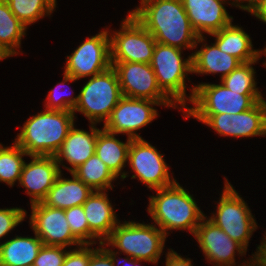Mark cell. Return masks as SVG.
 <instances>
[{
	"label": "cell",
	"instance_id": "obj_1",
	"mask_svg": "<svg viewBox=\"0 0 266 266\" xmlns=\"http://www.w3.org/2000/svg\"><path fill=\"white\" fill-rule=\"evenodd\" d=\"M131 11L157 43L177 48H196L204 36L191 26L181 0H142Z\"/></svg>",
	"mask_w": 266,
	"mask_h": 266
},
{
	"label": "cell",
	"instance_id": "obj_2",
	"mask_svg": "<svg viewBox=\"0 0 266 266\" xmlns=\"http://www.w3.org/2000/svg\"><path fill=\"white\" fill-rule=\"evenodd\" d=\"M71 111H41L30 117L15 138L28 156H54L74 125Z\"/></svg>",
	"mask_w": 266,
	"mask_h": 266
},
{
	"label": "cell",
	"instance_id": "obj_3",
	"mask_svg": "<svg viewBox=\"0 0 266 266\" xmlns=\"http://www.w3.org/2000/svg\"><path fill=\"white\" fill-rule=\"evenodd\" d=\"M156 196H150L148 212L153 221L167 236V230L184 229L194 235L205 217L196 201L177 181L167 187L155 189Z\"/></svg>",
	"mask_w": 266,
	"mask_h": 266
},
{
	"label": "cell",
	"instance_id": "obj_4",
	"mask_svg": "<svg viewBox=\"0 0 266 266\" xmlns=\"http://www.w3.org/2000/svg\"><path fill=\"white\" fill-rule=\"evenodd\" d=\"M165 239L164 232L153 224L132 221L120 224L119 221L105 243L106 246L117 247L131 258L156 264L163 252Z\"/></svg>",
	"mask_w": 266,
	"mask_h": 266
},
{
	"label": "cell",
	"instance_id": "obj_5",
	"mask_svg": "<svg viewBox=\"0 0 266 266\" xmlns=\"http://www.w3.org/2000/svg\"><path fill=\"white\" fill-rule=\"evenodd\" d=\"M123 97L116 71L112 66L95 76L83 86L73 113L81 112L91 124L105 122Z\"/></svg>",
	"mask_w": 266,
	"mask_h": 266
},
{
	"label": "cell",
	"instance_id": "obj_6",
	"mask_svg": "<svg viewBox=\"0 0 266 266\" xmlns=\"http://www.w3.org/2000/svg\"><path fill=\"white\" fill-rule=\"evenodd\" d=\"M183 49L156 42L150 65L161 90L175 103L186 108L185 78L192 73V55L182 59Z\"/></svg>",
	"mask_w": 266,
	"mask_h": 266
},
{
	"label": "cell",
	"instance_id": "obj_7",
	"mask_svg": "<svg viewBox=\"0 0 266 266\" xmlns=\"http://www.w3.org/2000/svg\"><path fill=\"white\" fill-rule=\"evenodd\" d=\"M193 87L188 100L195 107L184 108L185 114H239L264 100L261 94H241L231 91L223 83H200Z\"/></svg>",
	"mask_w": 266,
	"mask_h": 266
},
{
	"label": "cell",
	"instance_id": "obj_8",
	"mask_svg": "<svg viewBox=\"0 0 266 266\" xmlns=\"http://www.w3.org/2000/svg\"><path fill=\"white\" fill-rule=\"evenodd\" d=\"M246 204L226 179L217 212L209 220L247 250L249 239L257 229V223Z\"/></svg>",
	"mask_w": 266,
	"mask_h": 266
},
{
	"label": "cell",
	"instance_id": "obj_9",
	"mask_svg": "<svg viewBox=\"0 0 266 266\" xmlns=\"http://www.w3.org/2000/svg\"><path fill=\"white\" fill-rule=\"evenodd\" d=\"M120 31L110 36L111 62L150 64L156 45L154 37L130 12Z\"/></svg>",
	"mask_w": 266,
	"mask_h": 266
},
{
	"label": "cell",
	"instance_id": "obj_10",
	"mask_svg": "<svg viewBox=\"0 0 266 266\" xmlns=\"http://www.w3.org/2000/svg\"><path fill=\"white\" fill-rule=\"evenodd\" d=\"M212 127L220 136L252 137L266 135V101L257 102L239 114H186Z\"/></svg>",
	"mask_w": 266,
	"mask_h": 266
},
{
	"label": "cell",
	"instance_id": "obj_11",
	"mask_svg": "<svg viewBox=\"0 0 266 266\" xmlns=\"http://www.w3.org/2000/svg\"><path fill=\"white\" fill-rule=\"evenodd\" d=\"M124 97L149 99L161 105L176 104L161 90L151 65L138 62H111Z\"/></svg>",
	"mask_w": 266,
	"mask_h": 266
},
{
	"label": "cell",
	"instance_id": "obj_12",
	"mask_svg": "<svg viewBox=\"0 0 266 266\" xmlns=\"http://www.w3.org/2000/svg\"><path fill=\"white\" fill-rule=\"evenodd\" d=\"M108 31L86 38L72 55L67 56L64 73L77 80L98 75L111 65L110 35Z\"/></svg>",
	"mask_w": 266,
	"mask_h": 266
},
{
	"label": "cell",
	"instance_id": "obj_13",
	"mask_svg": "<svg viewBox=\"0 0 266 266\" xmlns=\"http://www.w3.org/2000/svg\"><path fill=\"white\" fill-rule=\"evenodd\" d=\"M155 147L142 138L131 140L128 151V163L135 175L132 178L139 180L150 189H159L170 186L176 182L170 179L168 166Z\"/></svg>",
	"mask_w": 266,
	"mask_h": 266
},
{
	"label": "cell",
	"instance_id": "obj_14",
	"mask_svg": "<svg viewBox=\"0 0 266 266\" xmlns=\"http://www.w3.org/2000/svg\"><path fill=\"white\" fill-rule=\"evenodd\" d=\"M152 105H161L149 99L122 97L112 110L103 128L111 133L126 134L132 139L142 138L135 131L151 123L157 117Z\"/></svg>",
	"mask_w": 266,
	"mask_h": 266
},
{
	"label": "cell",
	"instance_id": "obj_15",
	"mask_svg": "<svg viewBox=\"0 0 266 266\" xmlns=\"http://www.w3.org/2000/svg\"><path fill=\"white\" fill-rule=\"evenodd\" d=\"M30 226L44 245H83L71 232L65 210L52 208L42 202L31 204Z\"/></svg>",
	"mask_w": 266,
	"mask_h": 266
},
{
	"label": "cell",
	"instance_id": "obj_16",
	"mask_svg": "<svg viewBox=\"0 0 266 266\" xmlns=\"http://www.w3.org/2000/svg\"><path fill=\"white\" fill-rule=\"evenodd\" d=\"M205 220L206 217L196 228L194 236L206 259L216 263V266L235 265V250L241 255H244L247 250L212 221Z\"/></svg>",
	"mask_w": 266,
	"mask_h": 266
},
{
	"label": "cell",
	"instance_id": "obj_17",
	"mask_svg": "<svg viewBox=\"0 0 266 266\" xmlns=\"http://www.w3.org/2000/svg\"><path fill=\"white\" fill-rule=\"evenodd\" d=\"M31 162L24 163L19 184L26 188L31 204L42 202L61 173L54 156H31Z\"/></svg>",
	"mask_w": 266,
	"mask_h": 266
},
{
	"label": "cell",
	"instance_id": "obj_18",
	"mask_svg": "<svg viewBox=\"0 0 266 266\" xmlns=\"http://www.w3.org/2000/svg\"><path fill=\"white\" fill-rule=\"evenodd\" d=\"M194 31L214 33L232 23L233 17L229 16L224 7L225 0H181Z\"/></svg>",
	"mask_w": 266,
	"mask_h": 266
},
{
	"label": "cell",
	"instance_id": "obj_19",
	"mask_svg": "<svg viewBox=\"0 0 266 266\" xmlns=\"http://www.w3.org/2000/svg\"><path fill=\"white\" fill-rule=\"evenodd\" d=\"M106 191H93L83 204V210L89 226V245L105 242L119 223ZM92 239V240H91ZM102 239V240H101ZM91 240V241H90Z\"/></svg>",
	"mask_w": 266,
	"mask_h": 266
},
{
	"label": "cell",
	"instance_id": "obj_20",
	"mask_svg": "<svg viewBox=\"0 0 266 266\" xmlns=\"http://www.w3.org/2000/svg\"><path fill=\"white\" fill-rule=\"evenodd\" d=\"M94 125L91 124L90 133L76 129L73 125L59 151L54 155L58 164L61 165L64 159L72 166L66 168L70 173L95 153V144L100 129H97Z\"/></svg>",
	"mask_w": 266,
	"mask_h": 266
},
{
	"label": "cell",
	"instance_id": "obj_21",
	"mask_svg": "<svg viewBox=\"0 0 266 266\" xmlns=\"http://www.w3.org/2000/svg\"><path fill=\"white\" fill-rule=\"evenodd\" d=\"M71 175L73 179H65L61 173L58 175L54 185L42 200L44 205L65 210L84 204L93 190L74 174Z\"/></svg>",
	"mask_w": 266,
	"mask_h": 266
},
{
	"label": "cell",
	"instance_id": "obj_22",
	"mask_svg": "<svg viewBox=\"0 0 266 266\" xmlns=\"http://www.w3.org/2000/svg\"><path fill=\"white\" fill-rule=\"evenodd\" d=\"M209 35L216 38L215 44L222 52L236 57L241 63L258 61L262 54L260 50H253L249 35L232 23Z\"/></svg>",
	"mask_w": 266,
	"mask_h": 266
},
{
	"label": "cell",
	"instance_id": "obj_23",
	"mask_svg": "<svg viewBox=\"0 0 266 266\" xmlns=\"http://www.w3.org/2000/svg\"><path fill=\"white\" fill-rule=\"evenodd\" d=\"M115 135L104 128L99 130L95 153L116 177L120 175L122 179H125L128 175L121 170L128 161V151L132 138L128 137L127 142L123 143L116 139Z\"/></svg>",
	"mask_w": 266,
	"mask_h": 266
},
{
	"label": "cell",
	"instance_id": "obj_24",
	"mask_svg": "<svg viewBox=\"0 0 266 266\" xmlns=\"http://www.w3.org/2000/svg\"><path fill=\"white\" fill-rule=\"evenodd\" d=\"M240 64L236 57L222 52L215 43L212 46L204 44V47L192 53V73L196 74L222 73L223 79Z\"/></svg>",
	"mask_w": 266,
	"mask_h": 266
},
{
	"label": "cell",
	"instance_id": "obj_25",
	"mask_svg": "<svg viewBox=\"0 0 266 266\" xmlns=\"http://www.w3.org/2000/svg\"><path fill=\"white\" fill-rule=\"evenodd\" d=\"M42 246L43 242L36 234L34 238L15 236L0 244V263L5 266L34 264Z\"/></svg>",
	"mask_w": 266,
	"mask_h": 266
},
{
	"label": "cell",
	"instance_id": "obj_26",
	"mask_svg": "<svg viewBox=\"0 0 266 266\" xmlns=\"http://www.w3.org/2000/svg\"><path fill=\"white\" fill-rule=\"evenodd\" d=\"M72 174L83 181L93 191L113 189L112 181L117 177L106 164L94 153L86 162L76 168Z\"/></svg>",
	"mask_w": 266,
	"mask_h": 266
},
{
	"label": "cell",
	"instance_id": "obj_27",
	"mask_svg": "<svg viewBox=\"0 0 266 266\" xmlns=\"http://www.w3.org/2000/svg\"><path fill=\"white\" fill-rule=\"evenodd\" d=\"M27 27L12 13L6 0H0V46L11 56L18 54Z\"/></svg>",
	"mask_w": 266,
	"mask_h": 266
},
{
	"label": "cell",
	"instance_id": "obj_28",
	"mask_svg": "<svg viewBox=\"0 0 266 266\" xmlns=\"http://www.w3.org/2000/svg\"><path fill=\"white\" fill-rule=\"evenodd\" d=\"M12 13L27 27L46 14L51 15L56 0H6Z\"/></svg>",
	"mask_w": 266,
	"mask_h": 266
},
{
	"label": "cell",
	"instance_id": "obj_29",
	"mask_svg": "<svg viewBox=\"0 0 266 266\" xmlns=\"http://www.w3.org/2000/svg\"><path fill=\"white\" fill-rule=\"evenodd\" d=\"M25 155L28 156L15 142L11 147L0 144V182L10 186H13L17 180L19 182L25 163L22 156Z\"/></svg>",
	"mask_w": 266,
	"mask_h": 266
},
{
	"label": "cell",
	"instance_id": "obj_30",
	"mask_svg": "<svg viewBox=\"0 0 266 266\" xmlns=\"http://www.w3.org/2000/svg\"><path fill=\"white\" fill-rule=\"evenodd\" d=\"M256 62L241 63L229 75L220 79L221 83L231 91L241 92V94H261L256 88L257 83L254 79L256 72L252 67Z\"/></svg>",
	"mask_w": 266,
	"mask_h": 266
},
{
	"label": "cell",
	"instance_id": "obj_31",
	"mask_svg": "<svg viewBox=\"0 0 266 266\" xmlns=\"http://www.w3.org/2000/svg\"><path fill=\"white\" fill-rule=\"evenodd\" d=\"M65 215L72 234L82 243L89 245V226L83 205L65 209ZM87 239V240H86Z\"/></svg>",
	"mask_w": 266,
	"mask_h": 266
},
{
	"label": "cell",
	"instance_id": "obj_32",
	"mask_svg": "<svg viewBox=\"0 0 266 266\" xmlns=\"http://www.w3.org/2000/svg\"><path fill=\"white\" fill-rule=\"evenodd\" d=\"M77 79L72 77V76H69V75H66L64 73V77H63V82H61L60 84H57V86L52 89L48 96H47V103L46 105H44L46 108V110H54V111H71L73 112V109L75 108L77 102H78V96H76L75 98L74 97H71L70 98H67L66 95H60L57 91L59 90H56V89H59V87H61L60 85H66L65 83L66 82H74L76 81Z\"/></svg>",
	"mask_w": 266,
	"mask_h": 266
},
{
	"label": "cell",
	"instance_id": "obj_33",
	"mask_svg": "<svg viewBox=\"0 0 266 266\" xmlns=\"http://www.w3.org/2000/svg\"><path fill=\"white\" fill-rule=\"evenodd\" d=\"M64 246L44 245L34 261L35 266H63L67 251Z\"/></svg>",
	"mask_w": 266,
	"mask_h": 266
},
{
	"label": "cell",
	"instance_id": "obj_34",
	"mask_svg": "<svg viewBox=\"0 0 266 266\" xmlns=\"http://www.w3.org/2000/svg\"><path fill=\"white\" fill-rule=\"evenodd\" d=\"M26 217V211L21 208L0 209V238L8 234Z\"/></svg>",
	"mask_w": 266,
	"mask_h": 266
},
{
	"label": "cell",
	"instance_id": "obj_35",
	"mask_svg": "<svg viewBox=\"0 0 266 266\" xmlns=\"http://www.w3.org/2000/svg\"><path fill=\"white\" fill-rule=\"evenodd\" d=\"M88 244L79 246V249L67 251L63 266H88L90 256L96 249L88 248Z\"/></svg>",
	"mask_w": 266,
	"mask_h": 266
},
{
	"label": "cell",
	"instance_id": "obj_36",
	"mask_svg": "<svg viewBox=\"0 0 266 266\" xmlns=\"http://www.w3.org/2000/svg\"><path fill=\"white\" fill-rule=\"evenodd\" d=\"M106 243L103 241L100 243L102 248H96L91 254L88 266H115L117 252L111 249L103 248Z\"/></svg>",
	"mask_w": 266,
	"mask_h": 266
},
{
	"label": "cell",
	"instance_id": "obj_37",
	"mask_svg": "<svg viewBox=\"0 0 266 266\" xmlns=\"http://www.w3.org/2000/svg\"><path fill=\"white\" fill-rule=\"evenodd\" d=\"M166 266H193L190 259L181 257L178 253L171 250L166 254Z\"/></svg>",
	"mask_w": 266,
	"mask_h": 266
},
{
	"label": "cell",
	"instance_id": "obj_38",
	"mask_svg": "<svg viewBox=\"0 0 266 266\" xmlns=\"http://www.w3.org/2000/svg\"><path fill=\"white\" fill-rule=\"evenodd\" d=\"M241 1V2H240ZM247 1V5H242L240 3ZM262 0H234L232 5L239 7L242 10H246L252 14V12L258 7ZM235 3V4H234ZM237 3V4H236Z\"/></svg>",
	"mask_w": 266,
	"mask_h": 266
},
{
	"label": "cell",
	"instance_id": "obj_39",
	"mask_svg": "<svg viewBox=\"0 0 266 266\" xmlns=\"http://www.w3.org/2000/svg\"><path fill=\"white\" fill-rule=\"evenodd\" d=\"M262 22L266 24V0H262L258 7L252 12Z\"/></svg>",
	"mask_w": 266,
	"mask_h": 266
},
{
	"label": "cell",
	"instance_id": "obj_40",
	"mask_svg": "<svg viewBox=\"0 0 266 266\" xmlns=\"http://www.w3.org/2000/svg\"><path fill=\"white\" fill-rule=\"evenodd\" d=\"M257 252L254 253L255 256L261 263L262 266H266V246H258Z\"/></svg>",
	"mask_w": 266,
	"mask_h": 266
},
{
	"label": "cell",
	"instance_id": "obj_41",
	"mask_svg": "<svg viewBox=\"0 0 266 266\" xmlns=\"http://www.w3.org/2000/svg\"><path fill=\"white\" fill-rule=\"evenodd\" d=\"M141 261H144V260L134 259V258H131V257L129 258V256H128V258H125V263L126 264H124V262L123 263L120 262V263L124 264L122 266H139L140 265L139 262H141Z\"/></svg>",
	"mask_w": 266,
	"mask_h": 266
},
{
	"label": "cell",
	"instance_id": "obj_42",
	"mask_svg": "<svg viewBox=\"0 0 266 266\" xmlns=\"http://www.w3.org/2000/svg\"><path fill=\"white\" fill-rule=\"evenodd\" d=\"M252 258L253 259L250 260L251 263L250 262L248 263L247 261H245L244 262L245 265L242 264L241 266H262L261 263H260V261L255 256L254 257L252 256Z\"/></svg>",
	"mask_w": 266,
	"mask_h": 266
},
{
	"label": "cell",
	"instance_id": "obj_43",
	"mask_svg": "<svg viewBox=\"0 0 266 266\" xmlns=\"http://www.w3.org/2000/svg\"><path fill=\"white\" fill-rule=\"evenodd\" d=\"M9 56L11 55L0 46V60L5 59Z\"/></svg>",
	"mask_w": 266,
	"mask_h": 266
},
{
	"label": "cell",
	"instance_id": "obj_44",
	"mask_svg": "<svg viewBox=\"0 0 266 266\" xmlns=\"http://www.w3.org/2000/svg\"><path fill=\"white\" fill-rule=\"evenodd\" d=\"M265 238H263L264 240L262 241V243L259 246H266V236H264Z\"/></svg>",
	"mask_w": 266,
	"mask_h": 266
},
{
	"label": "cell",
	"instance_id": "obj_45",
	"mask_svg": "<svg viewBox=\"0 0 266 266\" xmlns=\"http://www.w3.org/2000/svg\"><path fill=\"white\" fill-rule=\"evenodd\" d=\"M262 53H264L266 55V47H265L264 51H262ZM264 65L266 66V61L264 62Z\"/></svg>",
	"mask_w": 266,
	"mask_h": 266
}]
</instances>
